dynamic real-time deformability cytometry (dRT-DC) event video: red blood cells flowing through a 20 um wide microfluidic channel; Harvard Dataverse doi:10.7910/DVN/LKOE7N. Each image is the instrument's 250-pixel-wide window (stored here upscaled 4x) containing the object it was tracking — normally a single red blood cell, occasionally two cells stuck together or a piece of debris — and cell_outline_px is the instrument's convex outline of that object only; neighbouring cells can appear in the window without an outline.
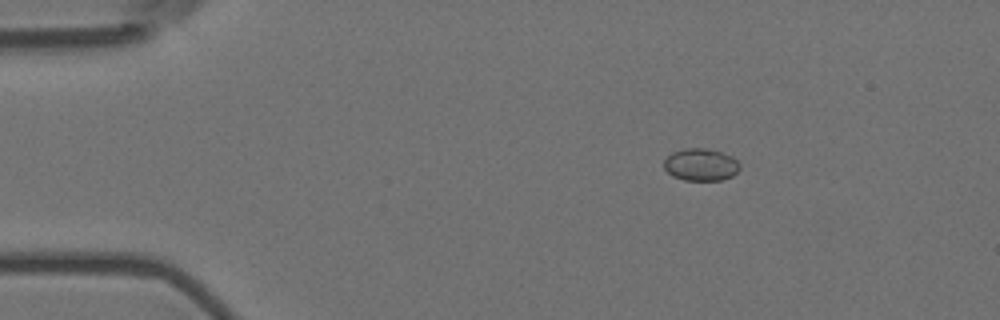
{"species": "Egyptian fruit bat (a non-hibernating species)", "species_latin": "Rousettus aegyptiacus", "temperature_condition": "room temperature", "stored_images_in_passage": 5, "camera_frame_rate_fps": 3000, "um_per_image_px": 0.085, "animal": {"sex": "female"}, "frame": {"image": 1, "passage_image": 2, "time_ms": 0.333, "image_size_px": [1000, 320], "cell_outline_px": [[740, 168], [732, 176], [720, 180], [684, 180], [672, 176], [664, 168], [664, 160], [672, 152], [684, 148], [708, 148], [732, 156], [740, 164]], "centroid_in_image_um": [59.56, 13.99], "position_along_channel_um": 25.4, "area_um2": 14.28}}
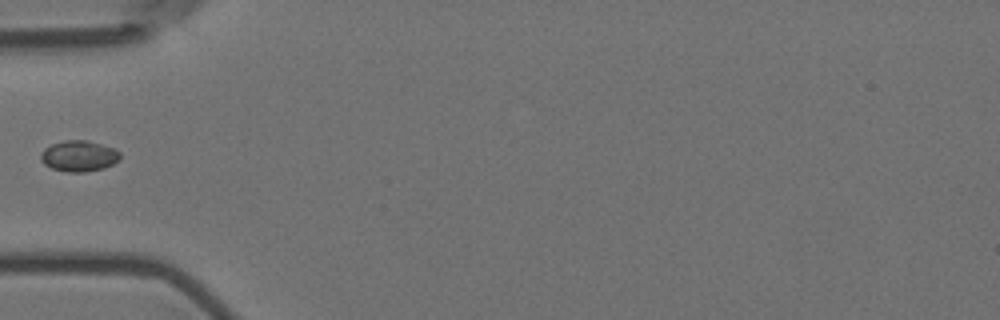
{"frame": {"image": 2, "passage_image": 5, "time_ms": 1.333, "image_size_px": [1000, 320], "cell_outline_px": [[120, 160], [104, 168], [84, 172], [68, 172], [52, 168], [44, 164], [40, 160], [40, 152], [44, 148], [52, 144], [64, 140], [88, 140], [116, 148], [120, 152]], "centroid_in_image_um": [6.72, 13.25], "position_along_channel_um": 78.3, "area_um2": 14.51}}